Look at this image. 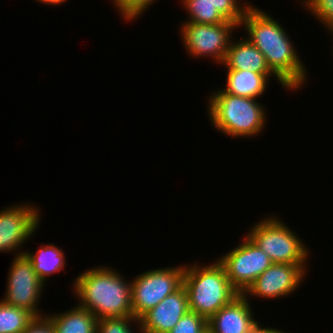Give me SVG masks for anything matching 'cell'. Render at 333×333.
I'll use <instances>...</instances> for the list:
<instances>
[{
  "mask_svg": "<svg viewBox=\"0 0 333 333\" xmlns=\"http://www.w3.org/2000/svg\"><path fill=\"white\" fill-rule=\"evenodd\" d=\"M134 322V323H133ZM135 322L137 323V327L139 330L138 332L143 333L141 324L138 318L133 316L128 317H106V318H99L97 320V333H135L133 331V326H136Z\"/></svg>",
  "mask_w": 333,
  "mask_h": 333,
  "instance_id": "obj_20",
  "label": "cell"
},
{
  "mask_svg": "<svg viewBox=\"0 0 333 333\" xmlns=\"http://www.w3.org/2000/svg\"><path fill=\"white\" fill-rule=\"evenodd\" d=\"M34 317L28 310L6 304L0 299V333H23Z\"/></svg>",
  "mask_w": 333,
  "mask_h": 333,
  "instance_id": "obj_18",
  "label": "cell"
},
{
  "mask_svg": "<svg viewBox=\"0 0 333 333\" xmlns=\"http://www.w3.org/2000/svg\"><path fill=\"white\" fill-rule=\"evenodd\" d=\"M156 0H112L114 7L126 22L135 21L150 8Z\"/></svg>",
  "mask_w": 333,
  "mask_h": 333,
  "instance_id": "obj_23",
  "label": "cell"
},
{
  "mask_svg": "<svg viewBox=\"0 0 333 333\" xmlns=\"http://www.w3.org/2000/svg\"><path fill=\"white\" fill-rule=\"evenodd\" d=\"M23 333H55L51 320L45 315L34 317Z\"/></svg>",
  "mask_w": 333,
  "mask_h": 333,
  "instance_id": "obj_25",
  "label": "cell"
},
{
  "mask_svg": "<svg viewBox=\"0 0 333 333\" xmlns=\"http://www.w3.org/2000/svg\"><path fill=\"white\" fill-rule=\"evenodd\" d=\"M185 265L147 270L131 280L133 317L140 318L149 309L183 285Z\"/></svg>",
  "mask_w": 333,
  "mask_h": 333,
  "instance_id": "obj_6",
  "label": "cell"
},
{
  "mask_svg": "<svg viewBox=\"0 0 333 333\" xmlns=\"http://www.w3.org/2000/svg\"><path fill=\"white\" fill-rule=\"evenodd\" d=\"M250 303L245 295L239 294L207 321V328L212 333H249L258 323Z\"/></svg>",
  "mask_w": 333,
  "mask_h": 333,
  "instance_id": "obj_13",
  "label": "cell"
},
{
  "mask_svg": "<svg viewBox=\"0 0 333 333\" xmlns=\"http://www.w3.org/2000/svg\"><path fill=\"white\" fill-rule=\"evenodd\" d=\"M180 38L183 46L192 58L210 56L216 63L222 64L231 42L233 30L239 26L231 21L219 24L180 23Z\"/></svg>",
  "mask_w": 333,
  "mask_h": 333,
  "instance_id": "obj_7",
  "label": "cell"
},
{
  "mask_svg": "<svg viewBox=\"0 0 333 333\" xmlns=\"http://www.w3.org/2000/svg\"><path fill=\"white\" fill-rule=\"evenodd\" d=\"M202 265L199 262L185 265L183 286L187 290L189 310L208 321L240 293L230 284L218 261Z\"/></svg>",
  "mask_w": 333,
  "mask_h": 333,
  "instance_id": "obj_4",
  "label": "cell"
},
{
  "mask_svg": "<svg viewBox=\"0 0 333 333\" xmlns=\"http://www.w3.org/2000/svg\"><path fill=\"white\" fill-rule=\"evenodd\" d=\"M308 264L273 263L243 293L263 299H280L294 293L307 275ZM249 295V296H248Z\"/></svg>",
  "mask_w": 333,
  "mask_h": 333,
  "instance_id": "obj_11",
  "label": "cell"
},
{
  "mask_svg": "<svg viewBox=\"0 0 333 333\" xmlns=\"http://www.w3.org/2000/svg\"><path fill=\"white\" fill-rule=\"evenodd\" d=\"M10 266L2 301L26 309L35 317L43 316L38 304L44 293L42 288H45V284L34 271L32 262L25 254H22L14 256Z\"/></svg>",
  "mask_w": 333,
  "mask_h": 333,
  "instance_id": "obj_9",
  "label": "cell"
},
{
  "mask_svg": "<svg viewBox=\"0 0 333 333\" xmlns=\"http://www.w3.org/2000/svg\"><path fill=\"white\" fill-rule=\"evenodd\" d=\"M300 4L333 35V0H301Z\"/></svg>",
  "mask_w": 333,
  "mask_h": 333,
  "instance_id": "obj_21",
  "label": "cell"
},
{
  "mask_svg": "<svg viewBox=\"0 0 333 333\" xmlns=\"http://www.w3.org/2000/svg\"><path fill=\"white\" fill-rule=\"evenodd\" d=\"M226 71V86L222 90L234 96L259 99L267 90L268 80L272 76L276 77L283 89L290 90L275 74H260L251 70Z\"/></svg>",
  "mask_w": 333,
  "mask_h": 333,
  "instance_id": "obj_14",
  "label": "cell"
},
{
  "mask_svg": "<svg viewBox=\"0 0 333 333\" xmlns=\"http://www.w3.org/2000/svg\"><path fill=\"white\" fill-rule=\"evenodd\" d=\"M20 204H12L0 210V253L15 252L14 256L24 254L25 250L19 251L23 248L21 246L39 228L40 208L34 203Z\"/></svg>",
  "mask_w": 333,
  "mask_h": 333,
  "instance_id": "obj_10",
  "label": "cell"
},
{
  "mask_svg": "<svg viewBox=\"0 0 333 333\" xmlns=\"http://www.w3.org/2000/svg\"><path fill=\"white\" fill-rule=\"evenodd\" d=\"M202 333H212L208 328H206Z\"/></svg>",
  "mask_w": 333,
  "mask_h": 333,
  "instance_id": "obj_28",
  "label": "cell"
},
{
  "mask_svg": "<svg viewBox=\"0 0 333 333\" xmlns=\"http://www.w3.org/2000/svg\"><path fill=\"white\" fill-rule=\"evenodd\" d=\"M183 8L188 13L185 22L199 24H219L227 20L207 0H181Z\"/></svg>",
  "mask_w": 333,
  "mask_h": 333,
  "instance_id": "obj_19",
  "label": "cell"
},
{
  "mask_svg": "<svg viewBox=\"0 0 333 333\" xmlns=\"http://www.w3.org/2000/svg\"><path fill=\"white\" fill-rule=\"evenodd\" d=\"M239 41V42H238ZM231 39L224 62L226 69L251 70L260 74H274L267 65L264 55L246 37Z\"/></svg>",
  "mask_w": 333,
  "mask_h": 333,
  "instance_id": "obj_15",
  "label": "cell"
},
{
  "mask_svg": "<svg viewBox=\"0 0 333 333\" xmlns=\"http://www.w3.org/2000/svg\"><path fill=\"white\" fill-rule=\"evenodd\" d=\"M207 328V320L195 312L188 311L168 333H202Z\"/></svg>",
  "mask_w": 333,
  "mask_h": 333,
  "instance_id": "obj_24",
  "label": "cell"
},
{
  "mask_svg": "<svg viewBox=\"0 0 333 333\" xmlns=\"http://www.w3.org/2000/svg\"><path fill=\"white\" fill-rule=\"evenodd\" d=\"M111 266L90 268L73 283V292L80 307L93 313L97 319L106 317H128L132 314L131 279L125 280Z\"/></svg>",
  "mask_w": 333,
  "mask_h": 333,
  "instance_id": "obj_2",
  "label": "cell"
},
{
  "mask_svg": "<svg viewBox=\"0 0 333 333\" xmlns=\"http://www.w3.org/2000/svg\"><path fill=\"white\" fill-rule=\"evenodd\" d=\"M39 3L47 4V5H61L65 3L66 0H36ZM69 1V0H68Z\"/></svg>",
  "mask_w": 333,
  "mask_h": 333,
  "instance_id": "obj_27",
  "label": "cell"
},
{
  "mask_svg": "<svg viewBox=\"0 0 333 333\" xmlns=\"http://www.w3.org/2000/svg\"><path fill=\"white\" fill-rule=\"evenodd\" d=\"M249 333H289V332H284L280 329L271 328L268 326L267 327L265 326L264 328V326L262 327L258 322Z\"/></svg>",
  "mask_w": 333,
  "mask_h": 333,
  "instance_id": "obj_26",
  "label": "cell"
},
{
  "mask_svg": "<svg viewBox=\"0 0 333 333\" xmlns=\"http://www.w3.org/2000/svg\"><path fill=\"white\" fill-rule=\"evenodd\" d=\"M55 333H97V318L85 308L75 305L70 310L46 315Z\"/></svg>",
  "mask_w": 333,
  "mask_h": 333,
  "instance_id": "obj_16",
  "label": "cell"
},
{
  "mask_svg": "<svg viewBox=\"0 0 333 333\" xmlns=\"http://www.w3.org/2000/svg\"><path fill=\"white\" fill-rule=\"evenodd\" d=\"M217 261L224 267L230 284L243 294L273 262L247 235L238 246Z\"/></svg>",
  "mask_w": 333,
  "mask_h": 333,
  "instance_id": "obj_8",
  "label": "cell"
},
{
  "mask_svg": "<svg viewBox=\"0 0 333 333\" xmlns=\"http://www.w3.org/2000/svg\"><path fill=\"white\" fill-rule=\"evenodd\" d=\"M273 263L308 264L309 248L278 217H263L246 234Z\"/></svg>",
  "mask_w": 333,
  "mask_h": 333,
  "instance_id": "obj_5",
  "label": "cell"
},
{
  "mask_svg": "<svg viewBox=\"0 0 333 333\" xmlns=\"http://www.w3.org/2000/svg\"><path fill=\"white\" fill-rule=\"evenodd\" d=\"M24 254L32 262L34 271L45 285L48 276L62 271L67 265L63 250L53 243L39 246L35 253L27 249Z\"/></svg>",
  "mask_w": 333,
  "mask_h": 333,
  "instance_id": "obj_17",
  "label": "cell"
},
{
  "mask_svg": "<svg viewBox=\"0 0 333 333\" xmlns=\"http://www.w3.org/2000/svg\"><path fill=\"white\" fill-rule=\"evenodd\" d=\"M189 310L188 294L182 285L140 318L143 333H168Z\"/></svg>",
  "mask_w": 333,
  "mask_h": 333,
  "instance_id": "obj_12",
  "label": "cell"
},
{
  "mask_svg": "<svg viewBox=\"0 0 333 333\" xmlns=\"http://www.w3.org/2000/svg\"><path fill=\"white\" fill-rule=\"evenodd\" d=\"M240 27L247 30L245 37L262 52L270 70L290 91L302 88L308 79L307 70L277 19L252 4L245 11Z\"/></svg>",
  "mask_w": 333,
  "mask_h": 333,
  "instance_id": "obj_1",
  "label": "cell"
},
{
  "mask_svg": "<svg viewBox=\"0 0 333 333\" xmlns=\"http://www.w3.org/2000/svg\"><path fill=\"white\" fill-rule=\"evenodd\" d=\"M213 7H215L220 14L228 21H231L240 26L244 17L245 11L251 6L252 3L239 2V0H207ZM242 3V5H241ZM246 3V4H245Z\"/></svg>",
  "mask_w": 333,
  "mask_h": 333,
  "instance_id": "obj_22",
  "label": "cell"
},
{
  "mask_svg": "<svg viewBox=\"0 0 333 333\" xmlns=\"http://www.w3.org/2000/svg\"><path fill=\"white\" fill-rule=\"evenodd\" d=\"M207 105L211 125L228 137L254 138L265 129L267 111L257 99L234 96L220 89L209 96Z\"/></svg>",
  "mask_w": 333,
  "mask_h": 333,
  "instance_id": "obj_3",
  "label": "cell"
}]
</instances>
